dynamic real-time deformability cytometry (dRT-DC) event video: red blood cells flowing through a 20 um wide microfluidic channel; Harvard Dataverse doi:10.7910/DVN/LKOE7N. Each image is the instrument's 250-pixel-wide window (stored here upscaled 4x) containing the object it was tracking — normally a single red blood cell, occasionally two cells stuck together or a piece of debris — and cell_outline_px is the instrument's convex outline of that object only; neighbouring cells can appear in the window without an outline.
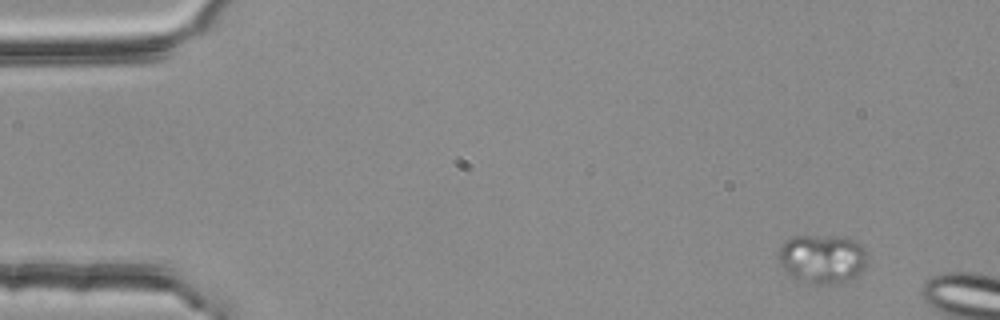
{"species": "common noctule bat (a hibernating species)", "species_latin": "Nyctalus noctula", "temperature_condition": "room temperature", "stored_images_in_passage": 5, "camera_frame_rate_fps": 3000, "um_per_image_px": 0.085, "animal": {"sex": "female", "body_mass_g": 25.1}, "frame": {"image": 1, "passage_image": 1, "time_ms": 0.0, "image_size_px": [1000, 320], "cell_outline_px": [[868, 256], [864, 272], [840, 284], [816, 284], [796, 280], [780, 264], [780, 244], [796, 236], [836, 236], [856, 240], [868, 252]], "centroid_in_image_um": [69.97, 22.01], "position_along_channel_um": 15.0, "area_um2": 25.61}}